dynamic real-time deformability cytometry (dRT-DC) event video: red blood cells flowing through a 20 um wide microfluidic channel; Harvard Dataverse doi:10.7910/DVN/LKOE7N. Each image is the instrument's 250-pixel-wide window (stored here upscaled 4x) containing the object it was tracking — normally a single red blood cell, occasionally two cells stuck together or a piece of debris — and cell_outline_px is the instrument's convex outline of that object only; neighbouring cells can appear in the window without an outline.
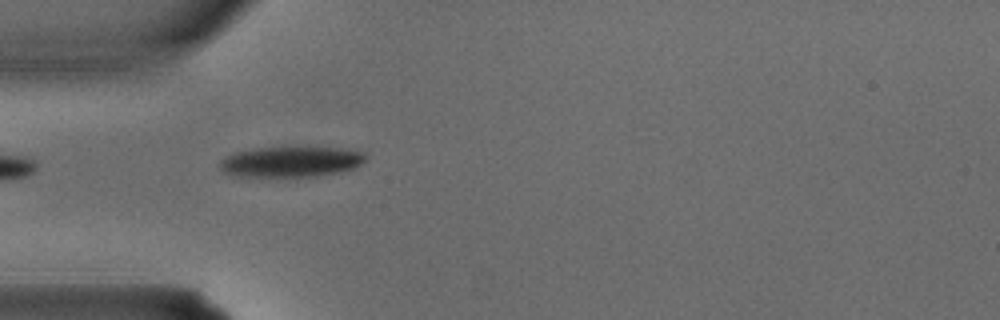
{"species": "common noctule bat (a hibernating species)", "species_latin": "Nyctalus noctula", "temperature_condition": "warm", "stored_images_in_passage": 3, "camera_frame_rate_fps": 3000, "um_per_image_px": 0.085, "animal": {"sex": "male", "body_mass_g": 15.6}, "frame": {"image": 1, "passage_image": 3, "time_ms": 0.667, "image_size_px": [1000, 320], "cell_outline_px": [[368, 160], [356, 168], [340, 172], [316, 176], [276, 180], [232, 176], [224, 172], [220, 168], [220, 160], [236, 152], [260, 148], [340, 148], [364, 152], [368, 156]], "centroid_in_image_um": [24.74, 13.82], "position_along_channel_um": 60.3, "area_um2": 26.99}}